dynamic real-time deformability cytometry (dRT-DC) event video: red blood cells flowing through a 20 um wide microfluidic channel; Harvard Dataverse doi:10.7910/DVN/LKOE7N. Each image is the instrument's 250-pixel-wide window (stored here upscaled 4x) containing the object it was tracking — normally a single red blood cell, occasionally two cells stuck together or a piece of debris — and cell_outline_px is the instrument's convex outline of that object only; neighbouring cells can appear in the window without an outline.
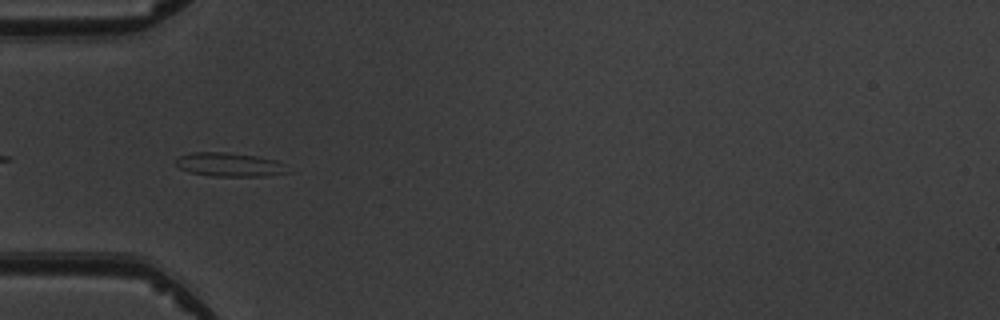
{"species": "common noctule bat (a hibernating species)", "species_latin": "Nyctalus noctula", "temperature_condition": "warm", "stored_images_in_passage": 6, "camera_frame_rate_fps": 3000, "um_per_image_px": 0.085, "animal": {"sex": "male", "body_mass_g": 19.5, "forearm_length_mm": 54.6}, "frame": {"image": 1, "passage_image": 3, "time_ms": 2.333, "image_size_px": [1000, 320], "cell_outline_px": [[292, 172], [264, 176], [212, 176], [188, 172], [180, 168], [176, 164], [176, 160], [180, 156], [192, 152], [224, 152], [256, 156], [276, 160], [284, 164]], "centroid_in_image_um": [19.53, 14.0], "position_along_channel_um": 65.5, "area_um2": 15.55}}
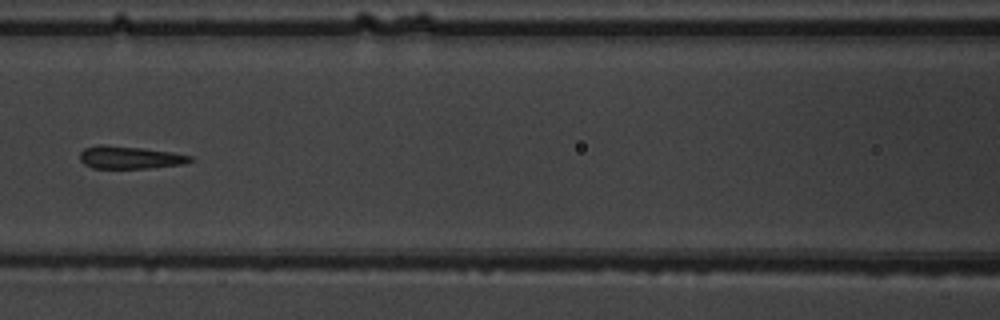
{"frame": {"image": 2, "passage_image": 5, "time_ms": 4.667, "image_size_px": [1000, 320], "cell_outline_px": [[196, 160], [180, 164], [148, 168], [92, 168], [84, 164], [80, 160], [80, 152], [84, 148], [96, 144], [100, 144], [140, 148], [172, 152], [192, 156]], "centroid_in_image_um": [11.0, 13.38], "position_along_channel_um": 155.6, "area_um2": 14.51}}
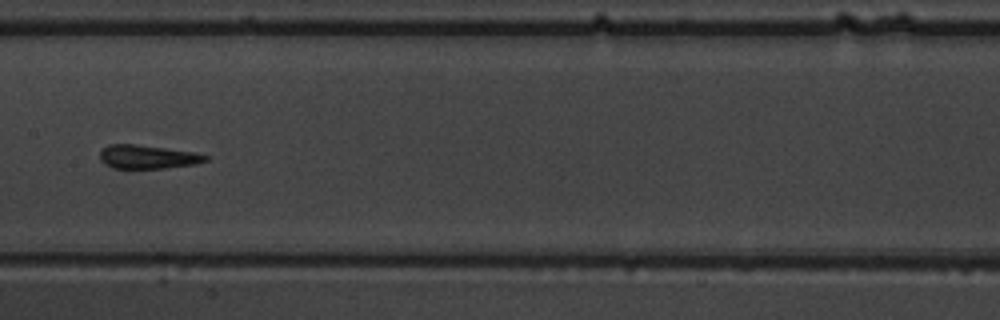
{"frame": {"image": 3, "passage_image": 6, "time_ms": 5.667, "image_size_px": [1000, 320], "cell_outline_px": [[208, 160], [196, 164], [164, 168], [112, 168], [104, 164], [100, 160], [100, 152], [108, 144], [136, 144], [196, 152], [208, 156]], "centroid_in_image_um": [12.55, 13.33], "position_along_channel_um": 194.9, "area_um2": 14.62}}